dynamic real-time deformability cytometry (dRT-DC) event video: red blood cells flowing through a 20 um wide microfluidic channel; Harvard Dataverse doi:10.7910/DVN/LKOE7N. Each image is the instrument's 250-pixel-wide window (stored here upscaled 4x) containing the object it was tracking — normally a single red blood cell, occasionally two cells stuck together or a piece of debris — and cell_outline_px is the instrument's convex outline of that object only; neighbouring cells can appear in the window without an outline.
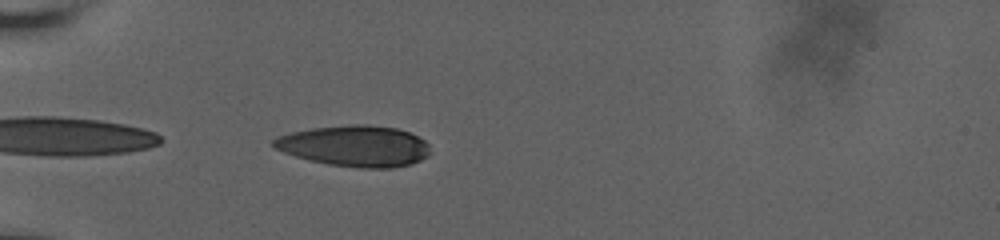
{"species": "human", "species_latin": "Homo sapiens", "temperature_condition": "room temperature", "stored_images_in_passage": 41, "camera_frame_rate_fps": 3000, "um_per_image_px": 0.085, "donor": {"sex": "male"}, "frame": {"image": 1, "passage_image": 2, "time_ms": 0.333, "image_size_px": [1000, 240], "cell_outline_px": [[428, 156], [420, 160], [408, 164], [392, 168], [364, 168], [328, 164], [296, 156], [284, 152], [276, 148], [272, 144], [272, 140], [276, 136], [292, 132], [312, 128], [348, 124], [368, 124], [396, 128], [408, 132], [424, 140], [428, 144]], "centroid_in_image_um": [30.15, 12.39], "position_along_channel_um": 54.8, "area_um2": 37.22}}
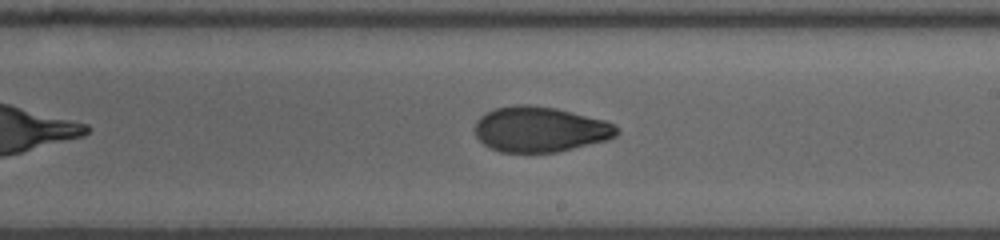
{"frame": {"image": 2, "passage_image": 19, "time_ms": 6.0, "image_size_px": [1000, 240], "cell_outline_px": [[620, 132], [616, 136], [608, 140], [556, 152], [500, 152], [488, 148], [476, 136], [476, 120], [484, 112], [496, 108], [516, 104], [528, 104], [556, 108], [604, 120], [616, 124], [620, 128]], "centroid_in_image_um": [45.92, 10.99], "position_along_channel_um": 243.1, "area_um2": 37.74}}
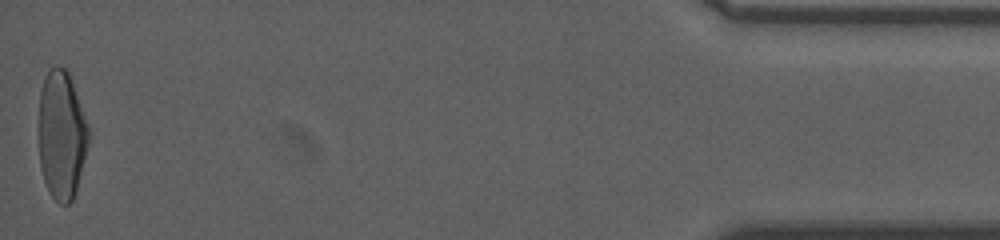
{"frame": {"image": 3, "passage_image": 41, "time_ms": 13.333, "image_size_px": [1000, 240], "cell_outline_px": [[88, 144], [76, 188], [72, 200], [68, 204], [60, 204], [52, 196], [44, 180], [40, 168], [40, 92], [44, 76], [48, 68], [56, 64], [64, 68], [68, 72], [88, 124]], "centroid_in_image_um": [5.23, 11.43], "position_along_channel_um": 430.0, "area_um2": 36.76}, "authors_computed_cell_mechanics": {"area_um2": 37.4544, "velocity_mm_per_s": 3.6851, "shape_relaxation_time_tau1_ms": null, "shape_relaxation_time_tau2_ms": 2.9511, "deformation_change_tau1": null, "deformation_change_tau2": 0.0608}}